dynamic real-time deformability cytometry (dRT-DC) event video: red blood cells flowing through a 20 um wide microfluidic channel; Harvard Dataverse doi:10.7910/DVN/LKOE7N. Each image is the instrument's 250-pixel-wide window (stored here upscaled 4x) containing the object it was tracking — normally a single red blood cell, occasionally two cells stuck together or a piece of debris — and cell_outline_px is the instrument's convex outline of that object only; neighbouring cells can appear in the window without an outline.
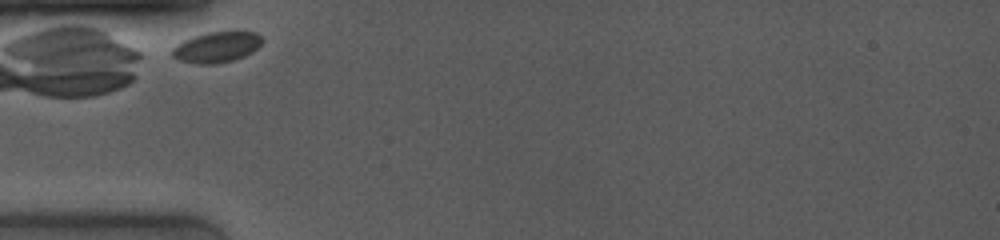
{"species": "common noctule bat (a hibernating species)", "species_latin": "Nyctalus noctula", "temperature_condition": "room temperature", "stored_images_in_passage": 3, "camera_frame_rate_fps": 4000, "um_per_image_px": 0.085, "animal": {"sex": "female", "body_mass_g": 19.0, "forearm_length_mm": 53.3}, "frame": {"image": 1, "passage_image": 1, "time_ms": 0.0, "image_size_px": [1000, 240], "cell_outline_px": [[264, 40], [252, 52], [244, 56], [232, 60], [216, 64], [196, 64], [180, 60], [172, 56], [172, 48], [176, 44], [184, 40], [208, 32], [256, 32]], "centroid_in_image_um": [18.4, 4.01], "position_along_channel_um": 66.6, "area_um2": 15.9}}